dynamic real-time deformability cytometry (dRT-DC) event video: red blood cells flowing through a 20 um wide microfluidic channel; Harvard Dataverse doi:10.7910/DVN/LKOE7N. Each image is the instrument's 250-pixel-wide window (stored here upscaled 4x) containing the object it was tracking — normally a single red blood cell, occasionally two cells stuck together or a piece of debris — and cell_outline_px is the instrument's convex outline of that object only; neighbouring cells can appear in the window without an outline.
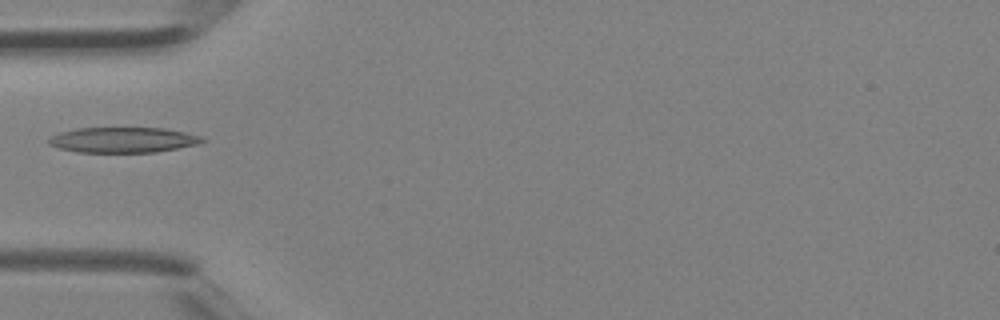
{"species": "Egyptian fruit bat (a non-hibernating species)", "species_latin": "Rousettus aegyptiacus", "temperature_condition": "room temperature", "stored_images_in_passage": 1, "camera_frame_rate_fps": 3000, "um_per_image_px": 0.085, "animal": {"sex": "female"}, "frame": {"image": 1, "passage_image": 1, "time_ms": 0.0, "image_size_px": [1000, 320], "cell_outline_px": [[204, 140], [200, 144], [156, 152], [76, 152], [60, 148], [48, 144], [48, 140], [52, 136], [60, 132], [76, 128], [164, 128], [184, 132], [200, 136]], "centroid_in_image_um": [10.45, 11.89], "position_along_channel_um": 74.5, "area_um2": 22.6}}